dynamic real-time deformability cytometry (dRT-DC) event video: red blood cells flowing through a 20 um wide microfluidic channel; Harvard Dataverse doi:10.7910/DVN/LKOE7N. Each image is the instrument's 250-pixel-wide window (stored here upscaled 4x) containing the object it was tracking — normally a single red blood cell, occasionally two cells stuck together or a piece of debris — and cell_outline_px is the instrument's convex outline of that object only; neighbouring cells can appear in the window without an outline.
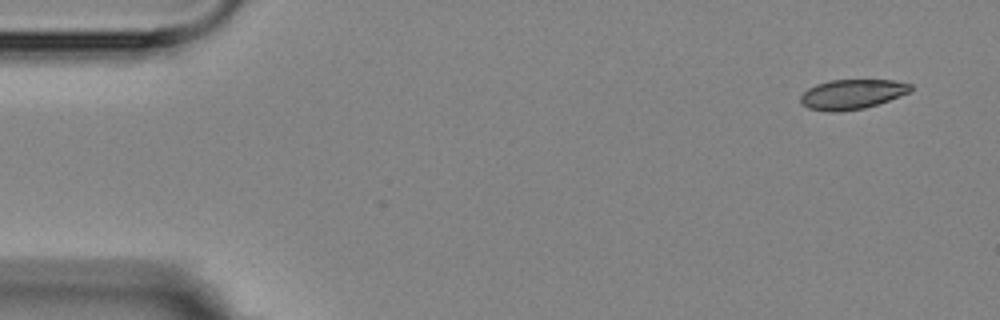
{"species": "Egyptian fruit bat (a non-hibernating species)", "species_latin": "Rousettus aegyptiacus", "temperature_condition": "room temperature", "stored_images_in_passage": 5, "camera_frame_rate_fps": 3000, "um_per_image_px": 0.085, "animal": {"sex": "female"}, "frame": {"image": 1, "passage_image": 1, "time_ms": 0.0, "image_size_px": [1000, 320], "cell_outline_px": [[912, 92], [864, 108], [840, 112], [828, 112], [808, 108], [800, 104], [800, 96], [808, 88], [816, 84], [828, 80], [892, 80], [912, 84]], "centroid_in_image_um": [72.4, 8.01], "position_along_channel_um": 12.6, "area_um2": 19.25}}
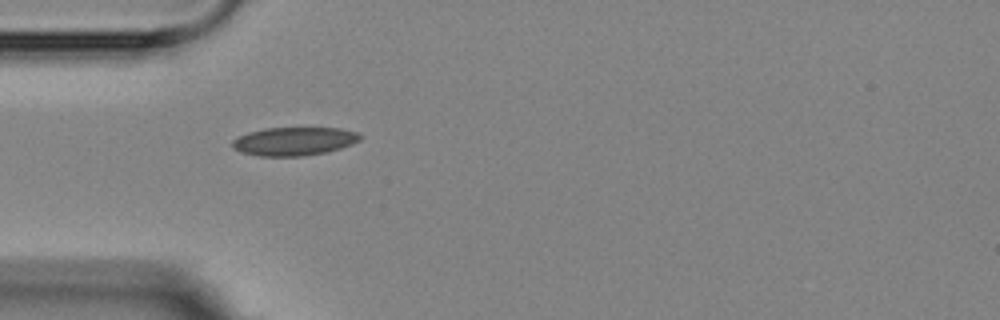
{"frame": {"image": 2, "passage_image": 4, "time_ms": 4.333, "image_size_px": [1000, 320], "cell_outline_px": [[364, 136], [360, 140], [352, 144], [340, 148], [324, 152], [304, 156], [256, 156], [240, 152], [232, 148], [232, 140], [236, 136], [248, 132], [264, 128], [340, 128], [360, 132]], "centroid_in_image_um": [24.98, 12.0], "position_along_channel_um": 60.0, "area_um2": 21.44}}
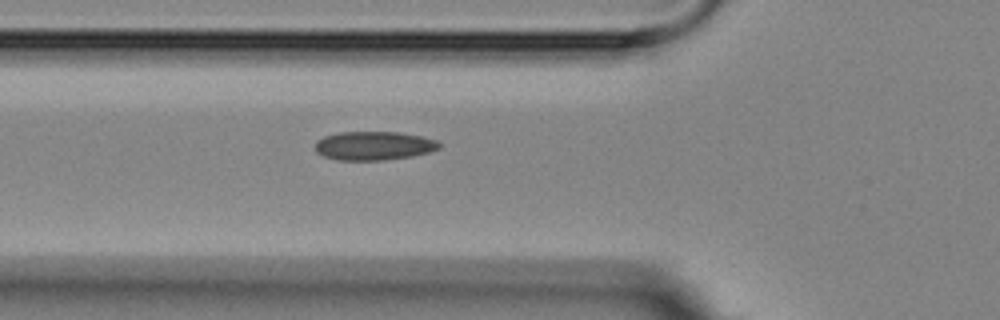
{"frame": {"image": 3, "passage_image": 5, "time_ms": 5.333, "image_size_px": [1000, 320], "cell_outline_px": [[440, 148], [428, 152], [412, 156], [384, 160], [336, 160], [324, 156], [316, 152], [316, 140], [324, 136], [340, 132], [400, 132], [420, 136], [436, 140], [440, 144]], "centroid_in_image_um": [31.76, 12.39], "position_along_channel_um": 94.0, "area_um2": 20.75}}